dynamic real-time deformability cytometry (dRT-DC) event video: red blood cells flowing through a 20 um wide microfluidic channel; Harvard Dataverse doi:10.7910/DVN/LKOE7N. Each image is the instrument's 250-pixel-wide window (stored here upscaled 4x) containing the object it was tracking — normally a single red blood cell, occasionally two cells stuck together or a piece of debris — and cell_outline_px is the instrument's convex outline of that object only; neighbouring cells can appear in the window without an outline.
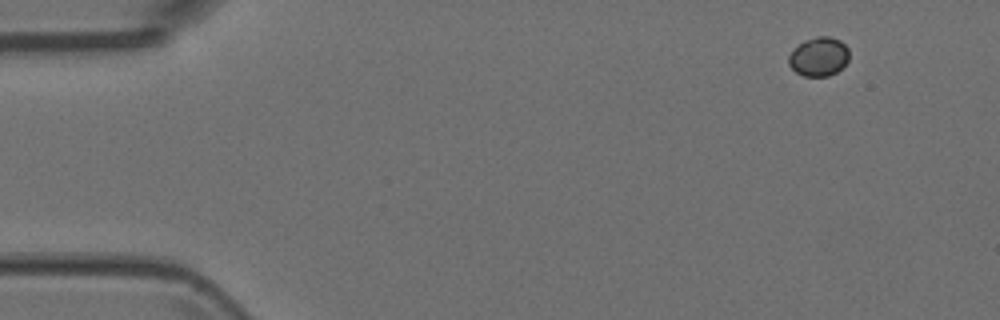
{"species": "Egyptian fruit bat (a non-hibernating species)", "species_latin": "Rousettus aegyptiacus", "temperature_condition": "room temperature", "stored_images_in_passage": 2, "camera_frame_rate_fps": 3000, "um_per_image_px": 0.085, "animal": {"sex": "female"}, "frame": {"image": 1, "passage_image": 2, "time_ms": 0.333, "image_size_px": [1000, 320], "cell_outline_px": [[848, 60], [836, 72], [828, 76], [804, 76], [796, 72], [788, 64], [788, 56], [792, 48], [804, 40], [816, 36], [828, 36], [840, 40], [848, 48]], "centroid_in_image_um": [69.56, 4.8], "position_along_channel_um": 15.4, "area_um2": 13.81}}